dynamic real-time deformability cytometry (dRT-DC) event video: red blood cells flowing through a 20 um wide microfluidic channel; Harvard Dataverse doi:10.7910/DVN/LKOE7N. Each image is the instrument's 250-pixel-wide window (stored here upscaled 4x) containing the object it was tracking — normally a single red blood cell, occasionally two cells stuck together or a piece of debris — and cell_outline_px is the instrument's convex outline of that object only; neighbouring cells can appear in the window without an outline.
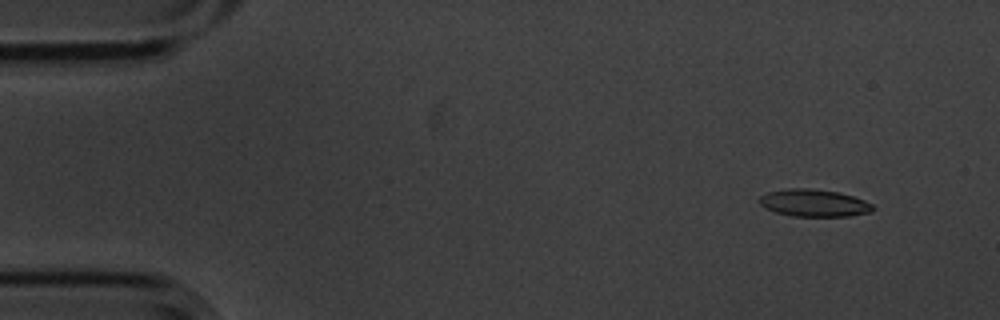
{"species": "common noctule bat (a hibernating species)", "species_latin": "Nyctalus noctula", "temperature_condition": "cold", "stored_images_in_passage": 56, "camera_frame_rate_fps": 3000, "um_per_image_px": 0.085, "animal": {"sex": "male", "body_mass_g": 20.1, "forearm_length_mm": 53.5}, "frame": {"image": 1, "passage_image": 5, "time_ms": 1.333, "image_size_px": [1000, 320], "cell_outline_px": [[876, 208], [872, 212], [848, 216], [792, 216], [776, 212], [764, 208], [756, 200], [760, 196], [768, 192], [788, 188], [812, 188], [840, 192], [864, 200], [872, 204]], "centroid_in_image_um": [69.18, 17.25], "position_along_channel_um": 15.8, "area_um2": 18.26}}
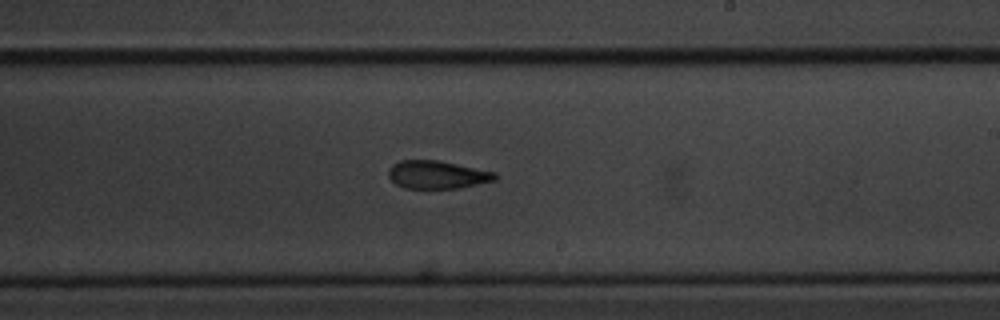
{"frame": {"image": 2, "passage_image": 33, "time_ms": 10.667, "image_size_px": [1000, 320], "cell_outline_px": [[496, 180], [456, 188], [404, 188], [396, 184], [388, 176], [388, 168], [392, 164], [400, 160], [436, 160], [496, 172]], "centroid_in_image_um": [37.11, 14.84], "position_along_channel_um": 251.9, "area_um2": 17.22}}
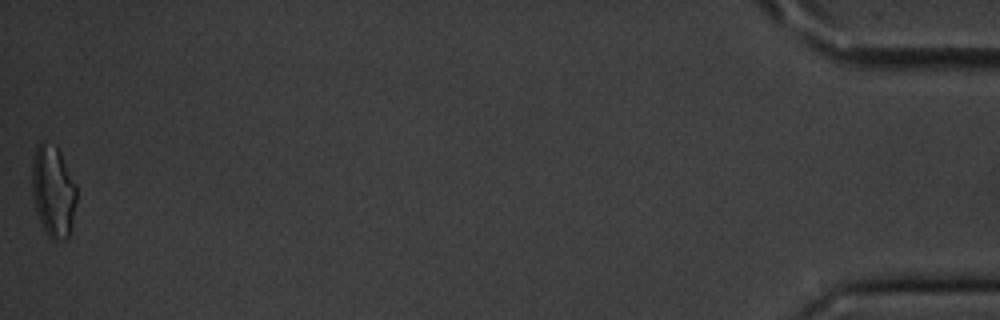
{"frame": {"image": 3, "passage_image": 56, "time_ms": 18.333, "image_size_px": [1000, 320], "cell_outline_px": [[76, 204], [72, 224], [68, 240], [52, 240], [44, 232], [36, 212], [32, 192], [32, 164], [36, 144], [40, 140], [44, 140], [56, 148], [60, 152], [76, 184]], "centroid_in_image_um": [4.51, 16.28], "position_along_channel_um": 430.7, "area_um2": 24.1}, "authors_computed_cell_mechanics": {"area_um2": 18.3804, "velocity_mm_per_s": 3.5729, "shape_relaxation_time_tau1_ms": 4.4739, "shape_relaxation_time_tau2_ms": 5.2755, "deformation_change_tau1": 0.1472, "deformation_change_tau2": 0.1468}}